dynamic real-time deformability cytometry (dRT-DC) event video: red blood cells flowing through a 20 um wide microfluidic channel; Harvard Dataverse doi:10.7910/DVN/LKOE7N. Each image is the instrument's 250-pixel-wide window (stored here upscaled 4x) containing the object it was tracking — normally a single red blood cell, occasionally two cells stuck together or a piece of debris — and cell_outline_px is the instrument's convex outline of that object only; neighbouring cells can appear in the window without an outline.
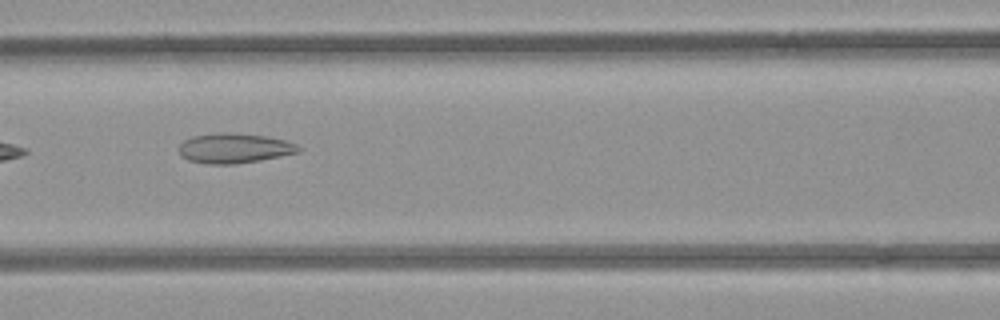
{"species": "common noctule bat (a hibernating species)", "species_latin": "Nyctalus noctula", "temperature_condition": "room temperature", "stored_images_in_passage": 5, "camera_frame_rate_fps": 3000, "um_per_image_px": 0.085, "animal": {"sex": "female", "body_mass_g": 21.9}, "frame": {"image": 1, "passage_image": 4, "time_ms": 4.333, "image_size_px": [1000, 320], "cell_outline_px": [[300, 152], [260, 160], [236, 164], [208, 164], [188, 160], [180, 156], [180, 144], [184, 140], [192, 136], [220, 132], [224, 132], [264, 136], [284, 140], [296, 144], [300, 148]], "centroid_in_image_um": [19.89, 12.6], "position_along_channel_um": 146.7, "area_um2": 20.69}}
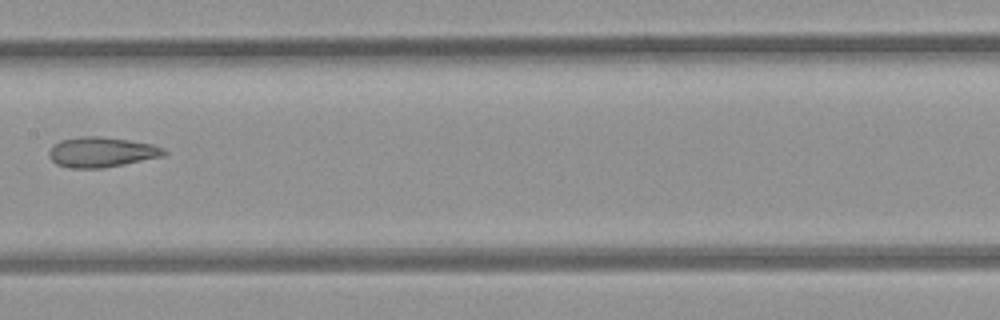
{"frame": {"image": 2, "passage_image": 5, "time_ms": 5.667, "image_size_px": [1000, 320], "cell_outline_px": [[168, 152], [164, 156], [104, 168], [68, 168], [56, 164], [48, 156], [48, 152], [60, 140], [80, 136], [100, 136], [128, 140], [152, 144], [164, 148]], "centroid_in_image_um": [8.64, 12.93], "position_along_channel_um": 198.8, "area_um2": 20.23}}